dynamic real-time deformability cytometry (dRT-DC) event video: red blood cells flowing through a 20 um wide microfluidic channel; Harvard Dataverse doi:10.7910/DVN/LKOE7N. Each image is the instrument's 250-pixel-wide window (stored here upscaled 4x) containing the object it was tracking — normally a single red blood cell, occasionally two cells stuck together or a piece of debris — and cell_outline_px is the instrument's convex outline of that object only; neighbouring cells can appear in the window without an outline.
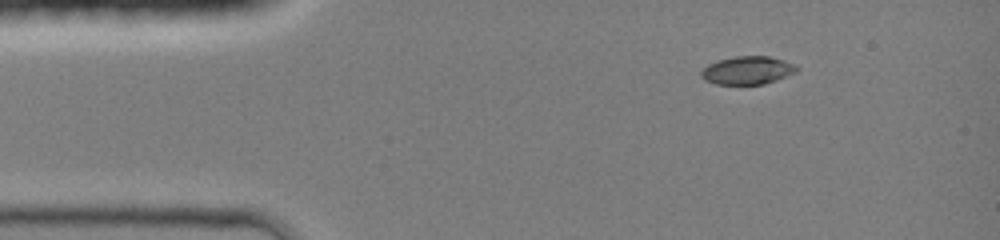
{"species": "common noctule bat (a hibernating species)", "species_latin": "Nyctalus noctula", "temperature_condition": "room temperature", "stored_images_in_passage": 39, "camera_frame_rate_fps": 3000, "um_per_image_px": 0.085, "animal": {"sex": "female", "body_mass_g": 19.0, "forearm_length_mm": 51.5}, "frame": {"image": 1, "passage_image": 1, "time_ms": 0.0, "image_size_px": [1000, 240], "cell_outline_px": [[800, 68], [796, 72], [776, 80], [764, 84], [716, 84], [704, 80], [700, 76], [700, 72], [708, 64], [720, 60], [736, 56], [768, 56], [784, 60]], "centroid_in_image_um": [63.53, 5.98], "position_along_channel_um": 21.5, "area_um2": 15.55}}
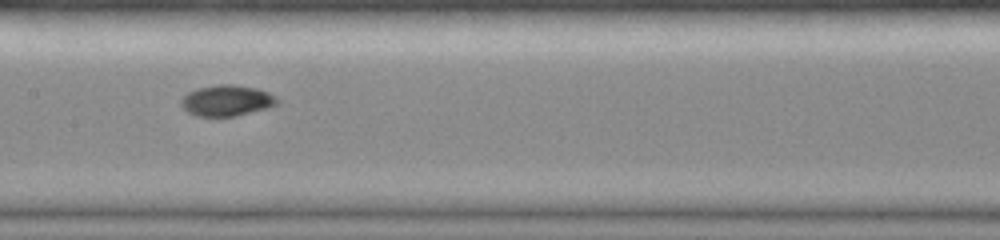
{"frame": {"image": 2, "passage_image": 17, "time_ms": 5.333, "image_size_px": [1000, 240], "cell_outline_px": [[280, 104], [268, 108], [236, 116], [196, 116], [188, 112], [180, 104], [180, 100], [188, 92], [196, 88], [216, 84], [232, 84], [256, 88], [268, 92], [276, 96], [280, 100]], "centroid_in_image_um": [19.3, 8.54], "position_along_channel_um": 188.1, "area_um2": 17.57}}
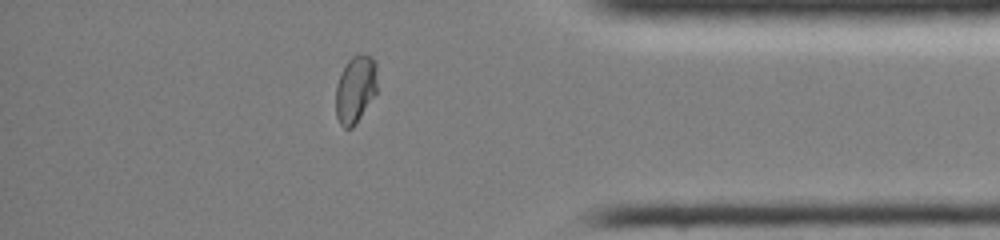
{"frame": {"image": 3, "passage_image": 33, "time_ms": 10.667, "image_size_px": [1000, 240], "cell_outline_px": [[376, 92], [356, 124], [352, 128], [344, 128], [340, 124], [336, 116], [336, 84], [348, 60], [352, 56], [360, 52], [364, 52], [372, 56], [376, 60]], "centroid_in_image_um": [30.22, 7.55], "position_along_channel_um": 405.0, "area_um2": 16.42}, "authors_computed_cell_mechanics": {"area_um2": 16.762, "velocity_mm_per_s": 4.3093, "shape_relaxation_time_tau1_ms": 6.5242, "shape_relaxation_time_tau2_ms": 1.0938, "deformation_change_tau1": 0.2238, "deformation_change_tau2": 0.0248}}